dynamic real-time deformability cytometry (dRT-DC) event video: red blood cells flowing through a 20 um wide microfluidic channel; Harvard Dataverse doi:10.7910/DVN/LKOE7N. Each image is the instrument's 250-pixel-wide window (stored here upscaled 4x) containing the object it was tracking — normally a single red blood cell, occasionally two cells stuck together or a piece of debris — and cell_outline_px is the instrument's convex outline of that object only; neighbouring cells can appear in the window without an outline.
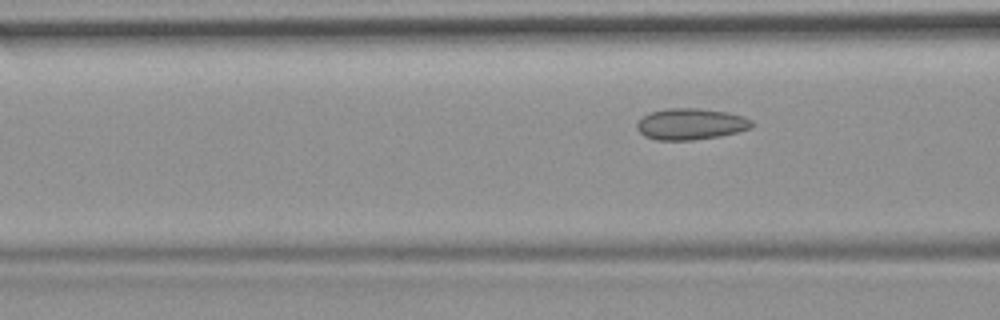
{"species": "common noctule bat (a hibernating species)", "species_latin": "Nyctalus noctula", "temperature_condition": "room temperature", "stored_images_in_passage": 7, "segment_of_instrument_passage": [2, 2], "camera_frame_rate_fps": 3000, "um_per_image_px": 0.085, "animal": {"sex": "female", "body_mass_g": 19.9}, "frame": {"image": 1, "passage_image": 7, "time_ms": 2.0, "image_size_px": [1000, 320], "cell_outline_px": [[756, 124], [752, 128], [720, 136], [692, 140], [656, 140], [644, 136], [636, 128], [636, 124], [648, 112], [668, 108], [700, 108], [728, 112], [744, 116], [752, 120]], "centroid_in_image_um": [58.74, 10.54], "position_along_channel_um": 107.9, "area_um2": 21.21}}